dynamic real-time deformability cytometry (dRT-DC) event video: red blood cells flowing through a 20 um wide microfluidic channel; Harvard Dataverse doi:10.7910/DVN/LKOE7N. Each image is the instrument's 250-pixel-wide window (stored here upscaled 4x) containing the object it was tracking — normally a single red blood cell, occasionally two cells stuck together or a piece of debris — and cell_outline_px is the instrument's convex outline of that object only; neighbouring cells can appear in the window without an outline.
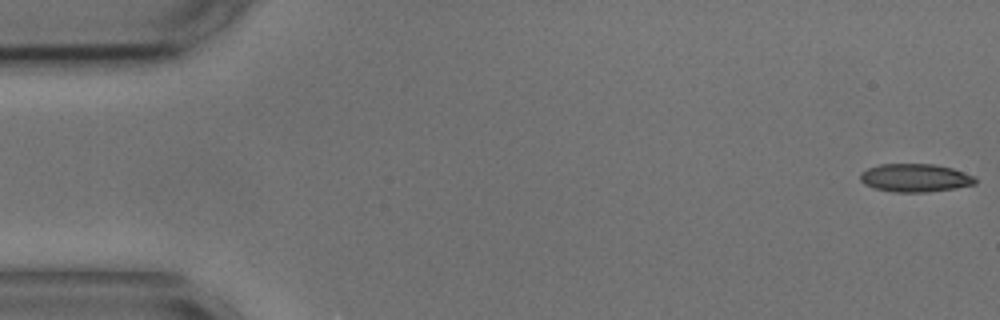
{"species": "common noctule bat (a hibernating species)", "species_latin": "Nyctalus noctula", "temperature_condition": "cold", "stored_images_in_passage": 55, "camera_frame_rate_fps": 3000, "um_per_image_px": 0.085, "animal": {"sex": "male", "body_mass_g": 17.9, "forearm_length_mm": 54.2}, "frame": {"image": 1, "passage_image": 1, "time_ms": 0.0, "image_size_px": [1000, 320], "cell_outline_px": [[976, 184], [956, 188], [928, 192], [896, 192], [876, 188], [864, 184], [860, 180], [860, 172], [868, 168], [880, 164], [932, 164], [952, 168], [976, 176]], "centroid_in_image_um": [77.8, 15.11], "position_along_channel_um": 7.2, "area_um2": 18.9}}
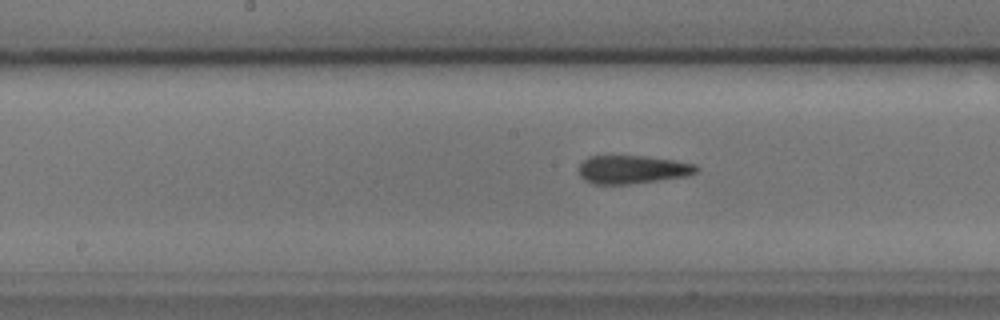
{"frame": {"image": 2, "passage_image": 27, "time_ms": 8.667, "image_size_px": [1000, 320], "cell_outline_px": [[700, 168], [696, 172], [688, 176], [628, 184], [592, 184], [584, 180], [580, 176], [580, 164], [588, 156], [644, 156], [676, 160], [696, 164]], "centroid_in_image_um": [53.78, 14.4], "position_along_channel_um": 194.4, "area_um2": 19.42}}
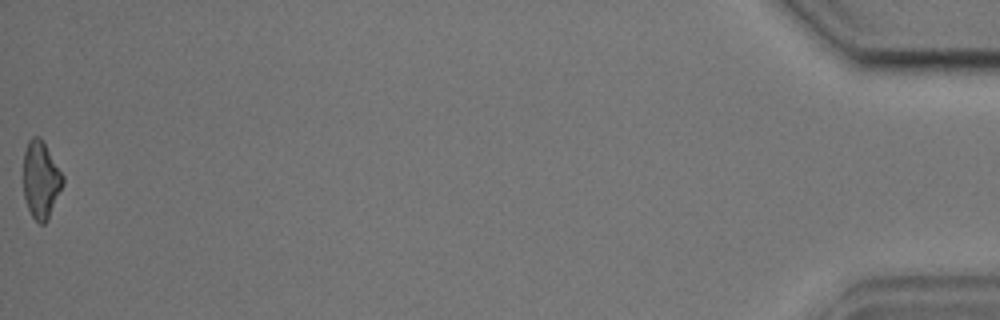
{"frame": {"image": 3, "passage_image": 55, "time_ms": 18.0, "image_size_px": [1000, 320], "cell_outline_px": [[64, 184], [48, 220], [44, 224], [40, 224], [32, 216], [28, 208], [24, 196], [24, 152], [28, 140], [32, 136], [40, 136], [64, 176]], "centroid_in_image_um": [3.49, 15.28], "position_along_channel_um": 431.7, "area_um2": 17.8}, "authors_computed_cell_mechanics": {"area_um2": 19.1896, "velocity_mm_per_s": 3.6202, "shape_relaxation_time_tau1_ms": null, "shape_relaxation_time_tau2_ms": 3.213, "deformation_change_tau1": null, "deformation_change_tau2": 0.1341}}